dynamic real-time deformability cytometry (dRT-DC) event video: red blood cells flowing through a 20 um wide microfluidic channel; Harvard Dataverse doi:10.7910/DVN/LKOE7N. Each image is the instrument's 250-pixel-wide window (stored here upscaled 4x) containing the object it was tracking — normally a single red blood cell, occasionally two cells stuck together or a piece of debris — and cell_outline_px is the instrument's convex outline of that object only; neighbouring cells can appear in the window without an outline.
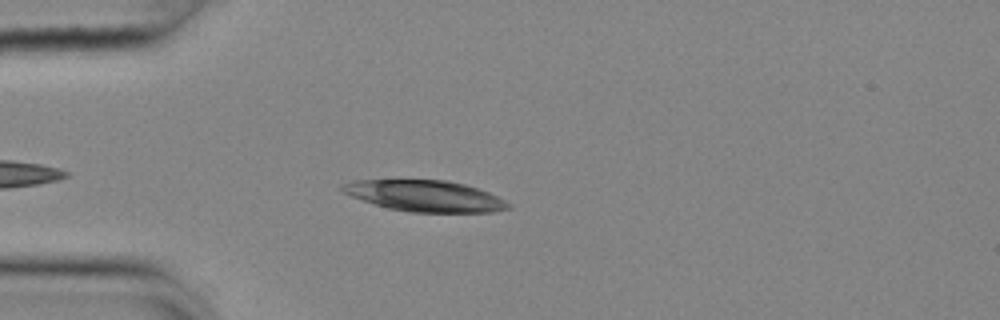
{"species": "common noctule bat (a hibernating species)", "species_latin": "Nyctalus noctula", "temperature_condition": "cold", "stored_images_in_passage": 40, "camera_frame_rate_fps": 3000, "um_per_image_px": 0.085, "animal": {"sex": "female", "body_mass_g": 25.1}, "frame": {"image": 1, "passage_image": 5, "time_ms": 1.333, "image_size_px": [1000, 320], "cell_outline_px": [[512, 208], [492, 212], [412, 212], [388, 208], [352, 196], [344, 192], [340, 188], [340, 184], [352, 180], [444, 180], [464, 184], [488, 192], [512, 204]], "centroid_in_image_um": [36.14, 16.65], "position_along_channel_um": 48.9, "area_um2": 29.88}}
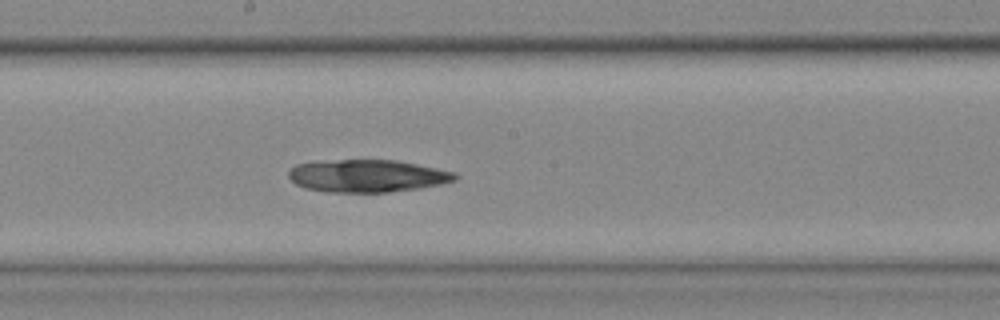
{"frame": {"image": 2, "passage_image": 20, "time_ms": 6.333, "image_size_px": [1000, 320], "cell_outline_px": [[460, 176], [456, 180], [440, 184], [416, 188], [388, 192], [328, 192], [308, 188], [296, 184], [288, 176], [288, 172], [296, 164], [340, 160], [396, 160], [456, 172]], "centroid_in_image_um": [31.26, 14.95], "position_along_channel_um": 216.9, "area_um2": 31.15}}
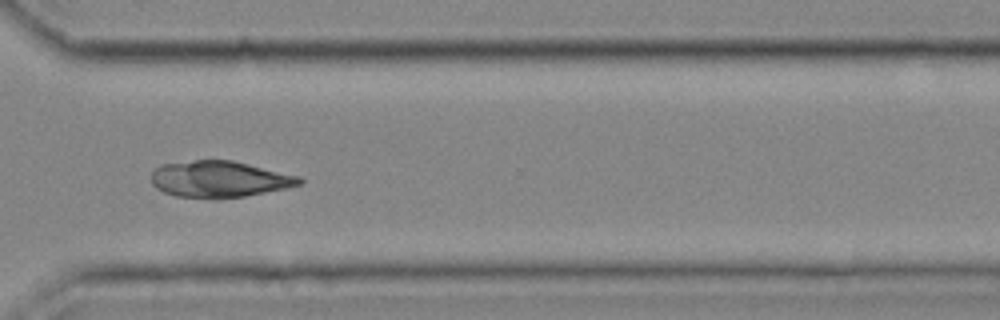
{"frame": {"image": 3, "passage_image": 31, "time_ms": 10.0, "image_size_px": [1000, 320], "cell_outline_px": [[304, 180], [300, 184], [284, 188], [244, 196], [216, 200], [212, 200], [176, 196], [164, 192], [156, 188], [152, 184], [152, 172], [160, 164], [196, 160], [232, 160], [300, 176]], "centroid_in_image_um": [18.61, 15.24], "position_along_channel_um": 352.0, "area_um2": 31.62}}